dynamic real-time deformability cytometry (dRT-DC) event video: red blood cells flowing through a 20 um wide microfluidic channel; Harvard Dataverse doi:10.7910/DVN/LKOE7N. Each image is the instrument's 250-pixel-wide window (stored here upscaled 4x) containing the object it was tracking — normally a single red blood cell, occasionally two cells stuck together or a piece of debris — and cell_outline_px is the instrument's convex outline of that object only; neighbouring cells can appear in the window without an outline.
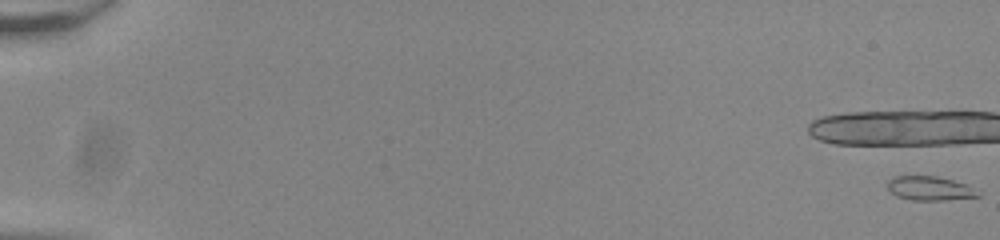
{"species": "common noctule bat (a hibernating species)", "species_latin": "Nyctalus noctula", "temperature_condition": "room temperature", "stored_images_in_passage": 8, "camera_frame_rate_fps": 3000, "um_per_image_px": 0.085, "animal": {"sex": "male", "body_mass_g": 20.0, "forearm_length_mm": 53.3}, "frame": {"image": 1, "passage_image": 1, "time_ms": 0.0, "image_size_px": [1000, 240], "cell_outline_px": [[980, 196], [944, 200], [912, 200], [896, 196], [888, 188], [888, 180], [892, 176], [936, 176], [968, 184], [980, 192]], "centroid_in_image_um": [79.04, 16.0], "position_along_channel_um": 6.0, "area_um2": 12.72}}